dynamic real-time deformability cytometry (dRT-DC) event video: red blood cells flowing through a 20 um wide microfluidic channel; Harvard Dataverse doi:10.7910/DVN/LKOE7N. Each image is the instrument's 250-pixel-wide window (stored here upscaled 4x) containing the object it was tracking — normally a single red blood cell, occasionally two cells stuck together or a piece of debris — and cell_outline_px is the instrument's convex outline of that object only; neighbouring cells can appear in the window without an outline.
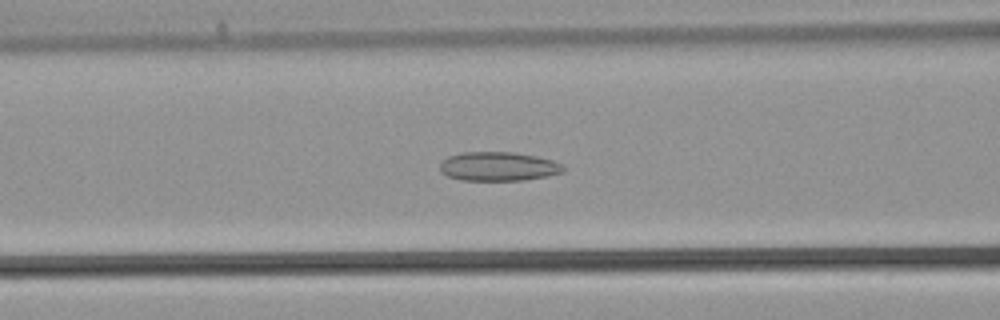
{"species": "common noctule bat (a hibernating species)", "species_latin": "Nyctalus noctula", "temperature_condition": "warm", "stored_images_in_passage": 40, "camera_frame_rate_fps": 3000, "um_per_image_px": 0.085, "animal": {"sex": "male", "body_mass_g": 21.5, "forearm_length_mm": 52.0}, "frame": {"image": 1, "passage_image": 16, "time_ms": 5.0, "image_size_px": [1000, 320], "cell_outline_px": [[564, 172], [548, 176], [524, 180], [460, 180], [448, 176], [440, 172], [440, 164], [448, 156], [460, 152], [516, 152], [536, 156], [552, 160], [560, 164], [564, 168]], "centroid_in_image_um": [42.35, 14.14], "position_along_channel_um": 124.3, "area_um2": 20.92}}
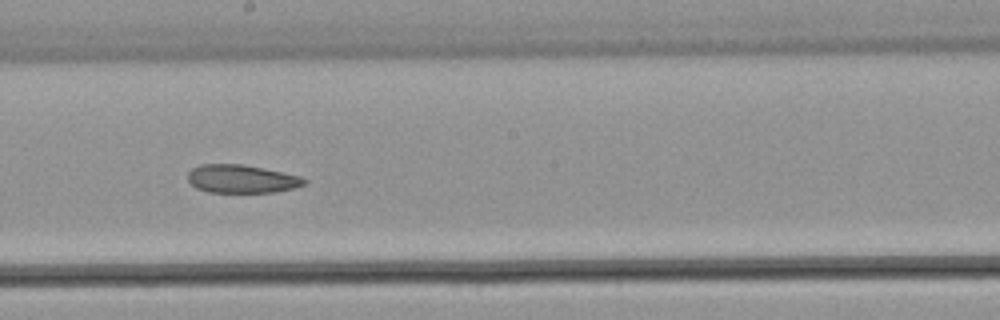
{"frame": {"image": 2, "passage_image": 22, "time_ms": 7.0, "image_size_px": [1000, 320], "cell_outline_px": [[308, 184], [296, 188], [276, 192], [208, 192], [196, 188], [188, 180], [188, 172], [192, 168], [200, 164], [244, 164], [300, 176], [308, 180]], "centroid_in_image_um": [20.57, 15.21], "position_along_channel_um": 227.6, "area_um2": 19.31}}
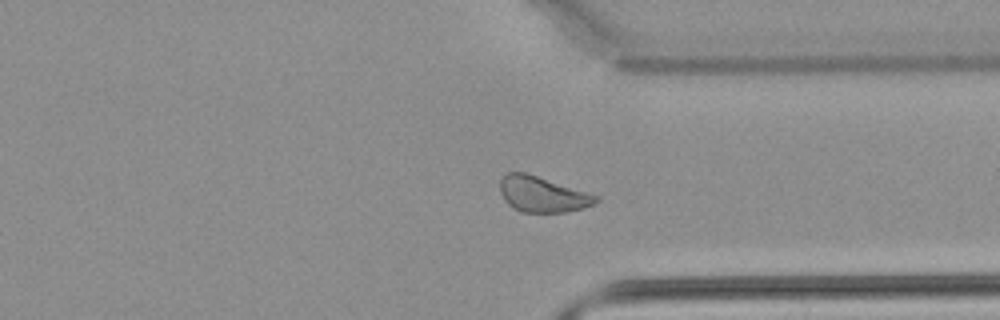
{"frame": {"image": 3, "passage_image": 30, "time_ms": 9.667, "image_size_px": [1000, 320], "cell_outline_px": [[600, 200], [584, 208], [568, 212], [520, 212], [512, 208], [504, 200], [500, 192], [500, 180], [508, 172], [524, 172], [596, 196]], "centroid_in_image_um": [46.04, 16.54], "position_along_channel_um": 365.4, "area_um2": 19.48}}